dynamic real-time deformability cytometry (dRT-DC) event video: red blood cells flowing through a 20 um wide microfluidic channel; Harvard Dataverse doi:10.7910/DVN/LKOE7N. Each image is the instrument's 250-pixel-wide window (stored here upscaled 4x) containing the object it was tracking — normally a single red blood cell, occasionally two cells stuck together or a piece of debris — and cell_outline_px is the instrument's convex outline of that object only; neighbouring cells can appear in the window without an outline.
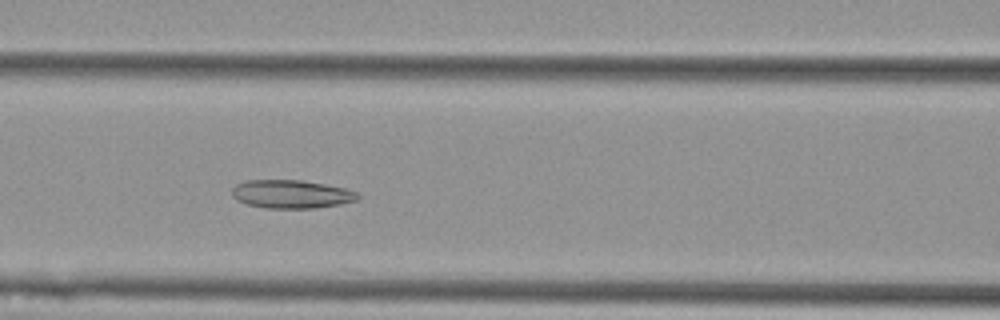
{"species": "Egyptian fruit bat (a non-hibernating species)", "species_latin": "Rousettus aegyptiacus", "temperature_condition": "cold", "stored_images_in_passage": 52, "camera_frame_rate_fps": 3000, "um_per_image_px": 0.085, "animal": {"sex": "female"}, "frame": {"image": 1, "passage_image": 20, "time_ms": 6.333, "image_size_px": [1000, 320], "cell_outline_px": [[360, 196], [356, 200], [340, 204], [316, 208], [264, 208], [248, 204], [236, 200], [232, 196], [232, 188], [236, 184], [248, 180], [304, 180], [344, 188], [356, 192]], "centroid_in_image_um": [24.74, 16.5], "position_along_channel_um": 141.9, "area_um2": 20.75}}
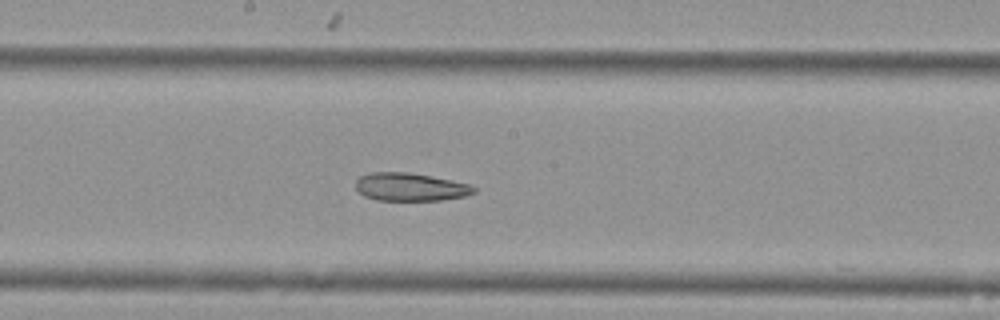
{"frame": {"image": 2, "passage_image": 26, "time_ms": 8.333, "image_size_px": [1000, 320], "cell_outline_px": [[476, 192], [464, 196], [440, 200], [376, 200], [364, 196], [356, 188], [356, 180], [360, 176], [368, 172], [408, 172], [468, 184], [476, 188]], "centroid_in_image_um": [34.82, 15.89], "position_along_channel_um": 213.4, "area_um2": 19.07}}
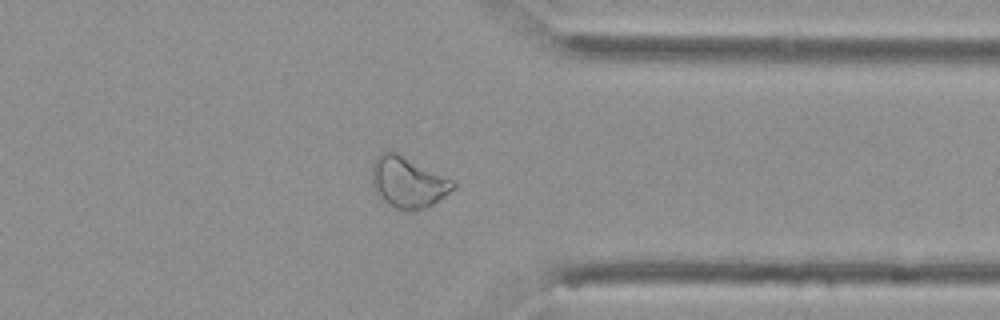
{"frame": {"image": 3, "passage_image": 40, "time_ms": 13.0, "image_size_px": [1000, 320], "cell_outline_px": [[456, 188], [432, 204], [424, 208], [396, 208], [380, 200], [372, 184], [372, 164], [376, 156], [380, 152], [396, 152], [456, 180]], "centroid_in_image_um": [34.69, 15.45], "position_along_channel_um": 376.7, "area_um2": 24.04}, "authors_computed_cell_mechanics": {"area_um2": 23.9581, "velocity_mm_per_s": 3.5943, "shape_relaxation_time_tau1_ms": null, "shape_relaxation_time_tau2_ms": 3.8019, "deformation_change_tau1": null, "deformation_change_tau2": 0.095}}